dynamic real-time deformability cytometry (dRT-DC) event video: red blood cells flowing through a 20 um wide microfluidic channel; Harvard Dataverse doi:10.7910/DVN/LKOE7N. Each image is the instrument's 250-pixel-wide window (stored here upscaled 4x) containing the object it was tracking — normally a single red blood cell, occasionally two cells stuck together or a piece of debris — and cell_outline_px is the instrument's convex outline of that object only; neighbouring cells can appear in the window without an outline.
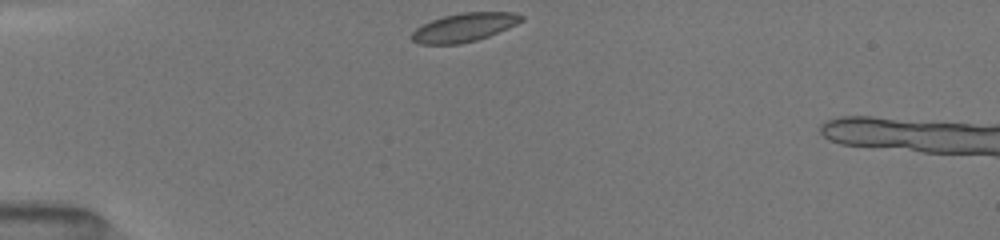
{"species": "common noctule bat (a hibernating species)", "species_latin": "Nyctalus noctula", "temperature_condition": "room temperature", "stored_images_in_passage": 12, "camera_frame_rate_fps": 3000, "um_per_image_px": 0.085, "animal": {"sex": "female", "body_mass_g": 19.5, "forearm_length_mm": 54.1}, "frame": {"image": 1, "passage_image": 1, "time_ms": 0.0, "image_size_px": [1000, 240], "cell_outline_px": [[524, 20], [508, 28], [488, 36], [476, 40], [460, 44], [420, 44], [412, 40], [412, 32], [416, 28], [432, 20], [444, 16], [464, 12], [516, 12], [524, 16]], "centroid_in_image_um": [39.48, 2.32], "position_along_channel_um": 45.5, "area_um2": 18.15}}
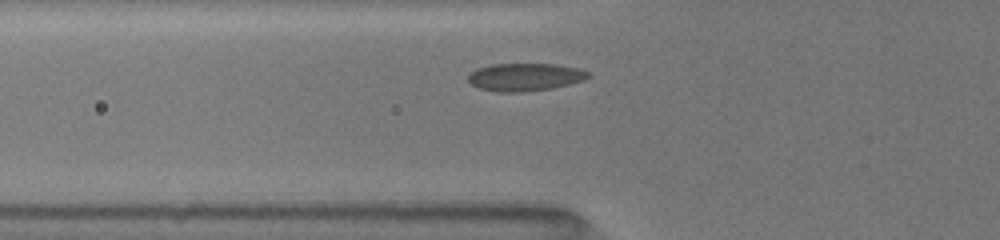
{"frame": {"image": 2, "passage_image": 8, "time_ms": 1.667, "image_size_px": [1000, 240], "cell_outline_px": [[588, 76], [584, 80], [552, 88], [524, 92], [496, 92], [480, 88], [472, 84], [468, 80], [468, 72], [476, 68], [492, 64], [556, 64], [576, 68], [588, 72]], "centroid_in_image_um": [44.56, 6.55], "position_along_channel_um": 81.2, "area_um2": 19.36}}